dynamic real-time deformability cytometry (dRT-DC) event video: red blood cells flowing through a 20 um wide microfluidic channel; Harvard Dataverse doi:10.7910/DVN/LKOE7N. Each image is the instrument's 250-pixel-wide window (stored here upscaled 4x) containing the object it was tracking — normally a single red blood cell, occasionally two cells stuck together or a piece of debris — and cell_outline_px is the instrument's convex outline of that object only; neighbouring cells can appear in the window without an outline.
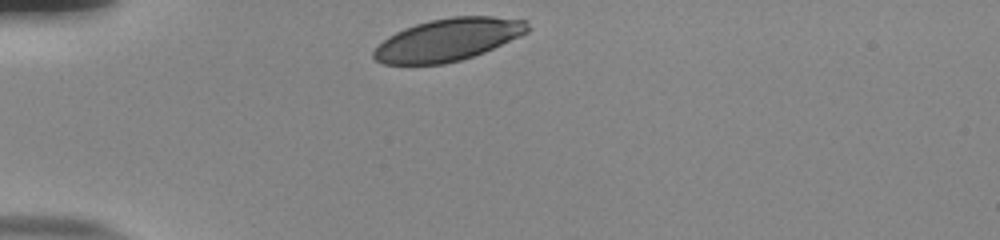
{"species": "human", "species_latin": "Homo sapiens", "temperature_condition": "room temperature", "stored_images_in_passage": 32, "camera_frame_rate_fps": 3000, "um_per_image_px": 0.085, "donor": {"sex": "male"}, "frame": {"image": 1, "passage_image": 1, "time_ms": 0.0, "image_size_px": [1000, 240], "cell_outline_px": [[532, 28], [528, 32], [520, 36], [484, 52], [460, 60], [444, 64], [384, 64], [376, 60], [372, 56], [372, 52], [388, 36], [404, 28], [416, 24], [432, 20], [452, 16], [492, 16], [528, 20]], "centroid_in_image_um": [38.12, 3.36], "position_along_channel_um": 46.9, "area_um2": 37.97}}
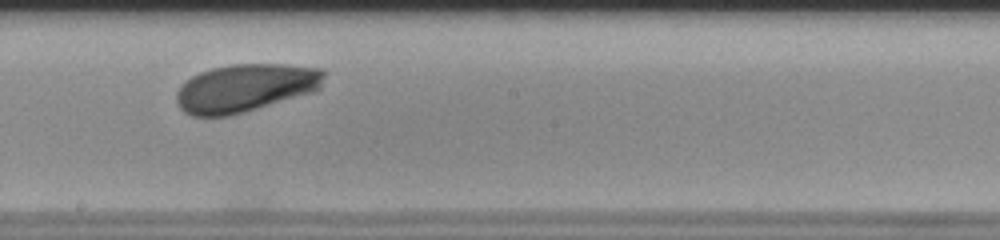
{"frame": {"image": 2, "passage_image": 18, "time_ms": 5.667, "image_size_px": [1000, 240], "cell_outline_px": [[324, 76], [320, 88], [312, 92], [244, 112], [228, 116], [192, 116], [184, 112], [180, 108], [176, 100], [176, 92], [180, 84], [184, 80], [200, 72], [212, 68], [232, 64], [288, 64], [324, 68]], "centroid_in_image_um": [20.83, 7.46], "position_along_channel_um": 227.4, "area_um2": 41.44}}
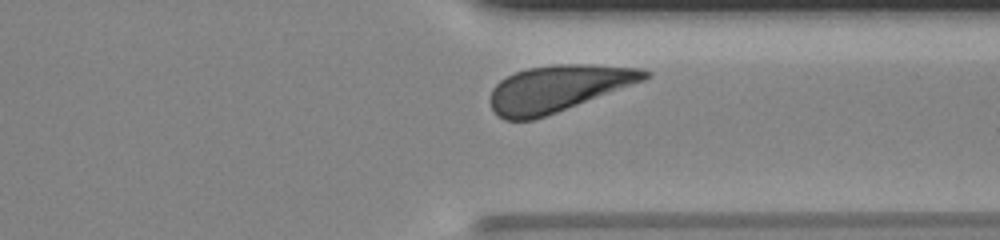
{"frame": {"image": 3, "passage_image": 29, "time_ms": 9.333, "image_size_px": [1000, 240], "cell_outline_px": [[652, 76], [644, 80], [556, 112], [532, 120], [504, 120], [496, 116], [488, 100], [492, 88], [500, 80], [516, 72], [528, 68], [556, 64], [588, 64], [640, 68], [652, 72]], "centroid_in_image_um": [47.39, 7.51], "position_along_channel_um": 364.0, "area_um2": 41.56}, "authors_computed_cell_mechanics": {"area_um2": 41.038, "velocity_mm_per_s": 3.7149, "shape_relaxation_time_tau1_ms": 2.3779, "shape_relaxation_time_tau2_ms": null, "deformation_change_tau1": 0.124, "deformation_change_tau2": null}}